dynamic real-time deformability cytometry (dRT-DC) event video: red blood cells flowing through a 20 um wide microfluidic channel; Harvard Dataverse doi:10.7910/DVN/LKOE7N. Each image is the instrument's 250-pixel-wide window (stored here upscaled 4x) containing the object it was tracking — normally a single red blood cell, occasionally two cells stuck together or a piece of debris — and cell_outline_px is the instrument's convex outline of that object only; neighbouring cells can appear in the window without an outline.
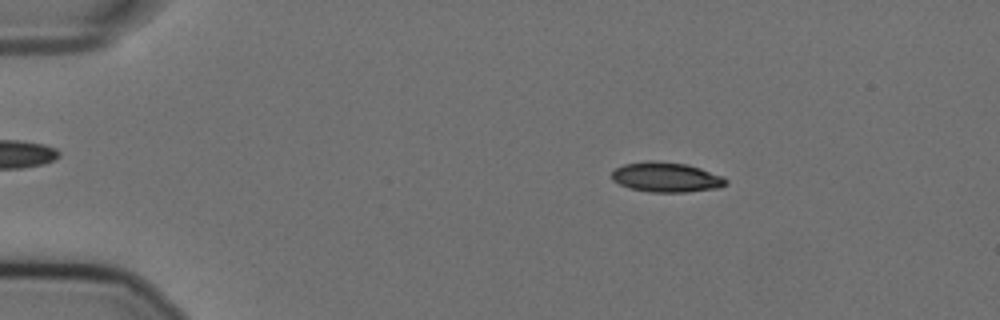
{"species": "Egyptian fruit bat (a non-hibernating species)", "species_latin": "Rousettus aegyptiacus", "temperature_condition": "cold", "stored_images_in_passage": 57, "camera_frame_rate_fps": 3000, "um_per_image_px": 0.085, "animal": {"sex": "female"}, "frame": {"image": 1, "passage_image": 10, "time_ms": 3.0, "image_size_px": [1000, 320], "cell_outline_px": [[728, 184], [716, 188], [684, 192], [648, 192], [632, 188], [620, 184], [612, 180], [612, 172], [616, 168], [624, 164], [648, 160], [652, 160], [688, 164], [724, 176], [728, 180]], "centroid_in_image_um": [56.65, 15.05], "position_along_channel_um": 28.3, "area_um2": 19.88}}
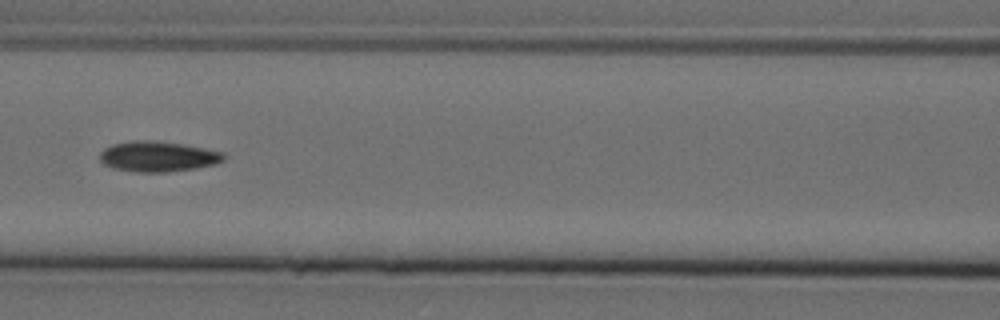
{"frame": {"image": 2, "passage_image": 26, "time_ms": 8.333, "image_size_px": [1000, 320], "cell_outline_px": [[224, 160], [216, 164], [196, 168], [168, 172], [136, 172], [112, 168], [104, 164], [100, 160], [100, 152], [104, 148], [112, 144], [136, 140], [148, 140], [180, 144], [204, 148], [224, 152]], "centroid_in_image_um": [13.41, 13.31], "position_along_channel_um": 153.2, "area_um2": 21.91}}
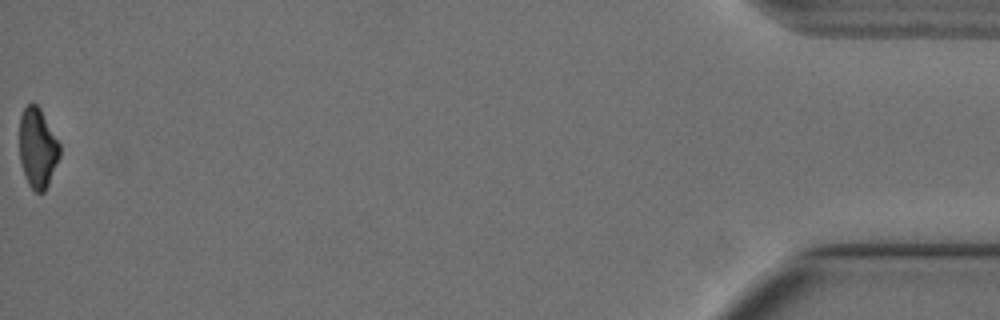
{"frame": {"image": 3, "passage_image": 57, "time_ms": 18.667, "image_size_px": [1000, 320], "cell_outline_px": [[60, 156], [48, 184], [44, 192], [36, 192], [28, 184], [20, 160], [20, 116], [24, 108], [28, 104], [36, 104], [40, 108], [60, 144]], "centroid_in_image_um": [3.2, 12.57], "position_along_channel_um": 432.0, "area_um2": 18.5}, "authors_computed_cell_mechanics": {"area_um2": 20.5768, "velocity_mm_per_s": 3.6034, "shape_relaxation_time_tau1_ms": 6.1163, "shape_relaxation_time_tau2_ms": null, "deformation_change_tau1": 0.1705, "deformation_change_tau2": null}}